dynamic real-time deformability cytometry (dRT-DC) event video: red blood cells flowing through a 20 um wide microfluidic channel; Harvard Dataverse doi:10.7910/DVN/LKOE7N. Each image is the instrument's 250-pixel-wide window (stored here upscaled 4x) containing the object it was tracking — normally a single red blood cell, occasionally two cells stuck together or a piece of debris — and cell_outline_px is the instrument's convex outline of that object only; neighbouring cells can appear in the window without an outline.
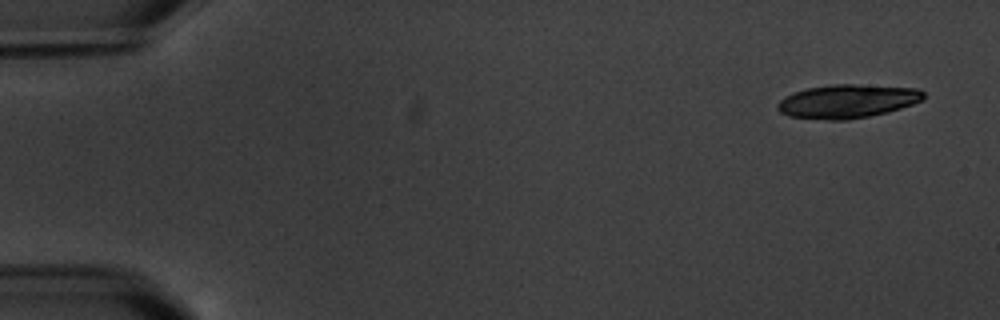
{"species": "common noctule bat (a hibernating species)", "species_latin": "Nyctalus noctula", "temperature_condition": "warm", "stored_images_in_passage": 17, "camera_frame_rate_fps": 3000, "um_per_image_px": 0.085, "animal": {"sex": "male", "body_mass_g": 20.1, "forearm_length_mm": 53.5}, "frame": {"image": 1, "passage_image": 1, "time_ms": 0.0, "image_size_px": [1000, 320], "cell_outline_px": [[924, 100], [888, 112], [848, 120], [828, 120], [788, 116], [780, 112], [776, 108], [776, 104], [784, 96], [792, 92], [808, 88], [832, 84], [852, 84], [920, 88], [924, 92]], "centroid_in_image_um": [72.01, 8.6], "position_along_channel_um": 13.0, "area_um2": 28.78}}
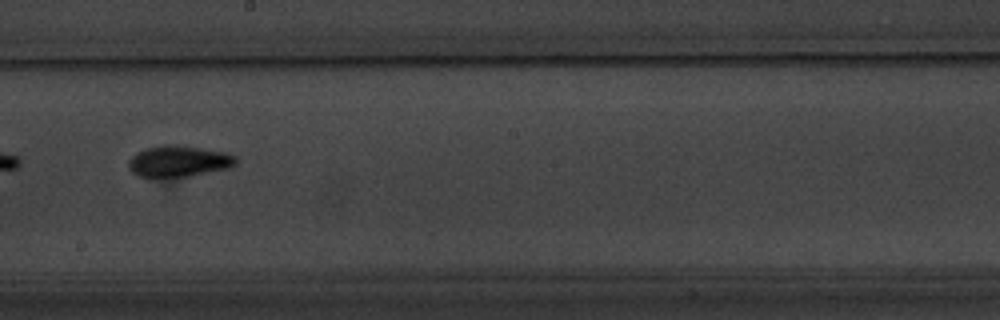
{"frame": {"image": 2, "passage_image": 10, "time_ms": 10.333, "image_size_px": [1000, 320], "cell_outline_px": [[236, 164], [228, 168], [188, 176], [156, 180], [148, 180], [136, 176], [128, 168], [128, 160], [132, 156], [148, 148], [164, 144], [172, 144], [200, 148], [224, 152], [236, 156]], "centroid_in_image_um": [15.11, 13.76], "position_along_channel_um": 233.1, "area_um2": 20.0}}
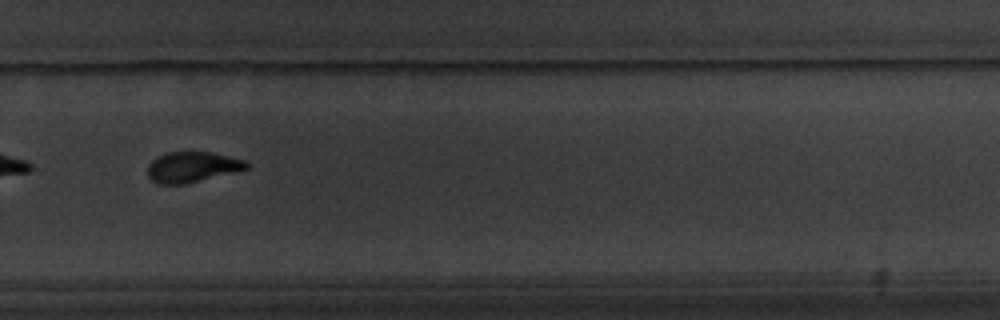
{"frame": {"image": 3, "passage_image": 12, "time_ms": 12.667, "image_size_px": [1000, 320], "cell_outline_px": [[252, 164], [248, 168], [240, 172], [184, 184], [156, 184], [148, 176], [148, 164], [156, 156], [168, 152], [212, 152], [244, 160]], "centroid_in_image_um": [16.38, 14.2], "position_along_channel_um": 313.4, "area_um2": 17.92}}